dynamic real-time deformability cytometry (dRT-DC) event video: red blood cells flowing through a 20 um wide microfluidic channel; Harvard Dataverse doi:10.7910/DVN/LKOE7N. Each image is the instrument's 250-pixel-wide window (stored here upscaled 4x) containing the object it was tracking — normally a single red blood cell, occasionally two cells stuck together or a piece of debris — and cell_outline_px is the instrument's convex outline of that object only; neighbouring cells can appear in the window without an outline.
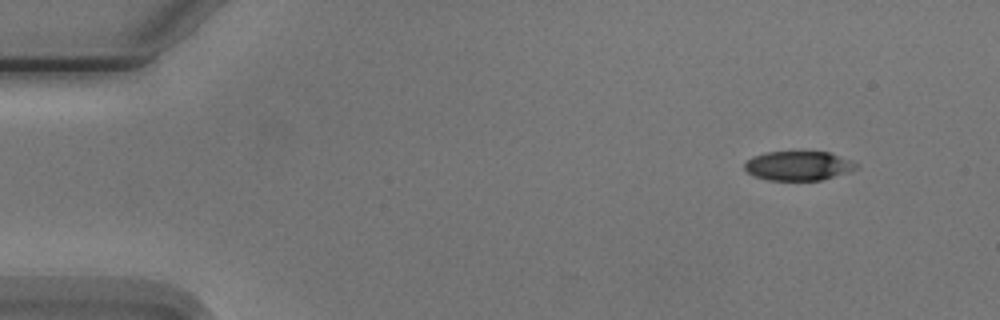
{"species": "Egyptian fruit bat (a non-hibernating species)", "species_latin": "Rousettus aegyptiacus", "temperature_condition": "cold", "stored_images_in_passage": 5, "camera_frame_rate_fps": 3000, "um_per_image_px": 0.085, "animal": {"sex": "male"}, "frame": {"image": 1, "passage_image": 2, "time_ms": 1.0, "image_size_px": [1000, 320], "cell_outline_px": [[856, 168], [848, 172], [820, 180], [768, 180], [756, 176], [748, 172], [744, 168], [744, 164], [752, 156], [768, 152], [828, 152], [848, 160], [856, 164]], "centroid_in_image_um": [67.81, 14.09], "position_along_channel_um": 17.2, "area_um2": 18.61}}
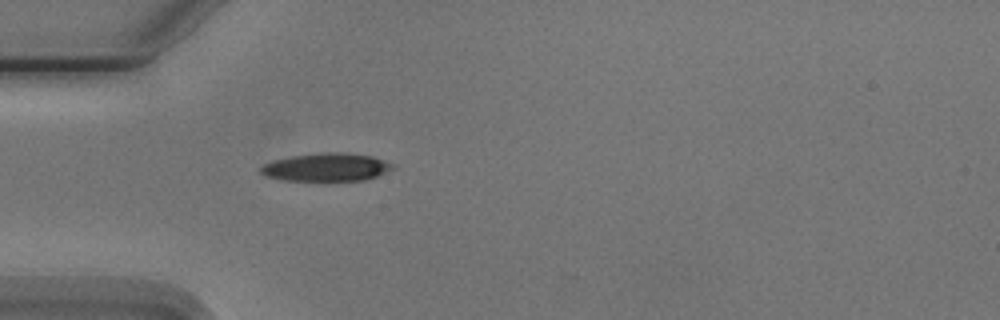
{"frame": {"image": 2, "passage_image": 5, "time_ms": 4.667, "image_size_px": [1000, 320], "cell_outline_px": [[392, 168], [376, 176], [364, 180], [280, 180], [268, 176], [260, 172], [260, 168], [264, 164], [276, 160], [292, 156], [324, 152], [340, 152], [372, 156], [392, 164]], "centroid_in_image_um": [27.71, 14.21], "position_along_channel_um": 57.3, "area_um2": 21.04}}